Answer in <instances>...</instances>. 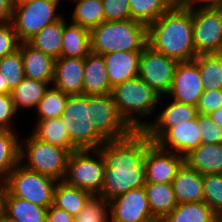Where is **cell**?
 I'll return each instance as SVG.
<instances>
[{"instance_id":"cell-55","label":"cell","mask_w":222,"mask_h":222,"mask_svg":"<svg viewBox=\"0 0 222 222\" xmlns=\"http://www.w3.org/2000/svg\"><path fill=\"white\" fill-rule=\"evenodd\" d=\"M152 222H161V220H154V221H152Z\"/></svg>"},{"instance_id":"cell-31","label":"cell","mask_w":222,"mask_h":222,"mask_svg":"<svg viewBox=\"0 0 222 222\" xmlns=\"http://www.w3.org/2000/svg\"><path fill=\"white\" fill-rule=\"evenodd\" d=\"M49 84L25 77L22 82L11 91L15 109L36 108L43 98Z\"/></svg>"},{"instance_id":"cell-5","label":"cell","mask_w":222,"mask_h":222,"mask_svg":"<svg viewBox=\"0 0 222 222\" xmlns=\"http://www.w3.org/2000/svg\"><path fill=\"white\" fill-rule=\"evenodd\" d=\"M61 119L77 150H95L106 142L90 122V95H69Z\"/></svg>"},{"instance_id":"cell-48","label":"cell","mask_w":222,"mask_h":222,"mask_svg":"<svg viewBox=\"0 0 222 222\" xmlns=\"http://www.w3.org/2000/svg\"><path fill=\"white\" fill-rule=\"evenodd\" d=\"M7 194V182L0 178V214L4 213L5 197Z\"/></svg>"},{"instance_id":"cell-10","label":"cell","mask_w":222,"mask_h":222,"mask_svg":"<svg viewBox=\"0 0 222 222\" xmlns=\"http://www.w3.org/2000/svg\"><path fill=\"white\" fill-rule=\"evenodd\" d=\"M90 122L105 141L124 138L133 131L118 113L112 94L90 95Z\"/></svg>"},{"instance_id":"cell-42","label":"cell","mask_w":222,"mask_h":222,"mask_svg":"<svg viewBox=\"0 0 222 222\" xmlns=\"http://www.w3.org/2000/svg\"><path fill=\"white\" fill-rule=\"evenodd\" d=\"M20 43L13 24L0 23V58L18 50Z\"/></svg>"},{"instance_id":"cell-12","label":"cell","mask_w":222,"mask_h":222,"mask_svg":"<svg viewBox=\"0 0 222 222\" xmlns=\"http://www.w3.org/2000/svg\"><path fill=\"white\" fill-rule=\"evenodd\" d=\"M179 62L146 46L139 61L138 77L161 97L168 94Z\"/></svg>"},{"instance_id":"cell-41","label":"cell","mask_w":222,"mask_h":222,"mask_svg":"<svg viewBox=\"0 0 222 222\" xmlns=\"http://www.w3.org/2000/svg\"><path fill=\"white\" fill-rule=\"evenodd\" d=\"M104 21H126L130 19L129 0H102Z\"/></svg>"},{"instance_id":"cell-37","label":"cell","mask_w":222,"mask_h":222,"mask_svg":"<svg viewBox=\"0 0 222 222\" xmlns=\"http://www.w3.org/2000/svg\"><path fill=\"white\" fill-rule=\"evenodd\" d=\"M0 73L8 87L13 90L25 78L24 65L20 49L0 58Z\"/></svg>"},{"instance_id":"cell-36","label":"cell","mask_w":222,"mask_h":222,"mask_svg":"<svg viewBox=\"0 0 222 222\" xmlns=\"http://www.w3.org/2000/svg\"><path fill=\"white\" fill-rule=\"evenodd\" d=\"M69 95L61 90L52 87L48 88L37 108L38 120L52 119L61 117Z\"/></svg>"},{"instance_id":"cell-3","label":"cell","mask_w":222,"mask_h":222,"mask_svg":"<svg viewBox=\"0 0 222 222\" xmlns=\"http://www.w3.org/2000/svg\"><path fill=\"white\" fill-rule=\"evenodd\" d=\"M91 52L105 55L112 52H142L148 45L147 25L140 21H104L90 30Z\"/></svg>"},{"instance_id":"cell-14","label":"cell","mask_w":222,"mask_h":222,"mask_svg":"<svg viewBox=\"0 0 222 222\" xmlns=\"http://www.w3.org/2000/svg\"><path fill=\"white\" fill-rule=\"evenodd\" d=\"M185 157L161 148L148 138V149L144 161L146 182L172 183Z\"/></svg>"},{"instance_id":"cell-21","label":"cell","mask_w":222,"mask_h":222,"mask_svg":"<svg viewBox=\"0 0 222 222\" xmlns=\"http://www.w3.org/2000/svg\"><path fill=\"white\" fill-rule=\"evenodd\" d=\"M106 63L103 55L90 52L85 57V69L83 79V95L111 94Z\"/></svg>"},{"instance_id":"cell-19","label":"cell","mask_w":222,"mask_h":222,"mask_svg":"<svg viewBox=\"0 0 222 222\" xmlns=\"http://www.w3.org/2000/svg\"><path fill=\"white\" fill-rule=\"evenodd\" d=\"M142 52L122 51L103 55L112 88L138 76Z\"/></svg>"},{"instance_id":"cell-44","label":"cell","mask_w":222,"mask_h":222,"mask_svg":"<svg viewBox=\"0 0 222 222\" xmlns=\"http://www.w3.org/2000/svg\"><path fill=\"white\" fill-rule=\"evenodd\" d=\"M16 113L11 94H0V130L14 131L11 120Z\"/></svg>"},{"instance_id":"cell-24","label":"cell","mask_w":222,"mask_h":222,"mask_svg":"<svg viewBox=\"0 0 222 222\" xmlns=\"http://www.w3.org/2000/svg\"><path fill=\"white\" fill-rule=\"evenodd\" d=\"M61 57L85 58L91 52L90 30L75 23H66L64 18Z\"/></svg>"},{"instance_id":"cell-18","label":"cell","mask_w":222,"mask_h":222,"mask_svg":"<svg viewBox=\"0 0 222 222\" xmlns=\"http://www.w3.org/2000/svg\"><path fill=\"white\" fill-rule=\"evenodd\" d=\"M85 58L55 59L53 87L68 95L83 94Z\"/></svg>"},{"instance_id":"cell-33","label":"cell","mask_w":222,"mask_h":222,"mask_svg":"<svg viewBox=\"0 0 222 222\" xmlns=\"http://www.w3.org/2000/svg\"><path fill=\"white\" fill-rule=\"evenodd\" d=\"M130 19L149 25L172 8L173 0H129Z\"/></svg>"},{"instance_id":"cell-28","label":"cell","mask_w":222,"mask_h":222,"mask_svg":"<svg viewBox=\"0 0 222 222\" xmlns=\"http://www.w3.org/2000/svg\"><path fill=\"white\" fill-rule=\"evenodd\" d=\"M4 214L16 222H46L47 208L14 197L7 191Z\"/></svg>"},{"instance_id":"cell-17","label":"cell","mask_w":222,"mask_h":222,"mask_svg":"<svg viewBox=\"0 0 222 222\" xmlns=\"http://www.w3.org/2000/svg\"><path fill=\"white\" fill-rule=\"evenodd\" d=\"M197 107L173 100L165 107L153 123L150 121L143 129L149 139L156 142L170 127L196 119Z\"/></svg>"},{"instance_id":"cell-53","label":"cell","mask_w":222,"mask_h":222,"mask_svg":"<svg viewBox=\"0 0 222 222\" xmlns=\"http://www.w3.org/2000/svg\"><path fill=\"white\" fill-rule=\"evenodd\" d=\"M183 0H173L175 4H180Z\"/></svg>"},{"instance_id":"cell-38","label":"cell","mask_w":222,"mask_h":222,"mask_svg":"<svg viewBox=\"0 0 222 222\" xmlns=\"http://www.w3.org/2000/svg\"><path fill=\"white\" fill-rule=\"evenodd\" d=\"M204 201L222 218V174L203 175Z\"/></svg>"},{"instance_id":"cell-22","label":"cell","mask_w":222,"mask_h":222,"mask_svg":"<svg viewBox=\"0 0 222 222\" xmlns=\"http://www.w3.org/2000/svg\"><path fill=\"white\" fill-rule=\"evenodd\" d=\"M172 186L177 204L204 201L203 175L186 163L178 170Z\"/></svg>"},{"instance_id":"cell-27","label":"cell","mask_w":222,"mask_h":222,"mask_svg":"<svg viewBox=\"0 0 222 222\" xmlns=\"http://www.w3.org/2000/svg\"><path fill=\"white\" fill-rule=\"evenodd\" d=\"M92 196L90 192L58 181L54 189L53 205L76 217Z\"/></svg>"},{"instance_id":"cell-4","label":"cell","mask_w":222,"mask_h":222,"mask_svg":"<svg viewBox=\"0 0 222 222\" xmlns=\"http://www.w3.org/2000/svg\"><path fill=\"white\" fill-rule=\"evenodd\" d=\"M111 94L118 113L133 130H143L148 125L141 118L155 112L156 104L162 98L138 76L115 86Z\"/></svg>"},{"instance_id":"cell-54","label":"cell","mask_w":222,"mask_h":222,"mask_svg":"<svg viewBox=\"0 0 222 222\" xmlns=\"http://www.w3.org/2000/svg\"><path fill=\"white\" fill-rule=\"evenodd\" d=\"M218 55H219L220 58L222 59V50L218 53Z\"/></svg>"},{"instance_id":"cell-30","label":"cell","mask_w":222,"mask_h":222,"mask_svg":"<svg viewBox=\"0 0 222 222\" xmlns=\"http://www.w3.org/2000/svg\"><path fill=\"white\" fill-rule=\"evenodd\" d=\"M37 121V126L33 131V135L36 138L54 146L65 148L70 153L77 150L70 143L68 131L65 128L61 117Z\"/></svg>"},{"instance_id":"cell-11","label":"cell","mask_w":222,"mask_h":222,"mask_svg":"<svg viewBox=\"0 0 222 222\" xmlns=\"http://www.w3.org/2000/svg\"><path fill=\"white\" fill-rule=\"evenodd\" d=\"M193 41L196 55L218 54L222 50L220 8L192 10Z\"/></svg>"},{"instance_id":"cell-47","label":"cell","mask_w":222,"mask_h":222,"mask_svg":"<svg viewBox=\"0 0 222 222\" xmlns=\"http://www.w3.org/2000/svg\"><path fill=\"white\" fill-rule=\"evenodd\" d=\"M12 0H0V23H8L12 20Z\"/></svg>"},{"instance_id":"cell-40","label":"cell","mask_w":222,"mask_h":222,"mask_svg":"<svg viewBox=\"0 0 222 222\" xmlns=\"http://www.w3.org/2000/svg\"><path fill=\"white\" fill-rule=\"evenodd\" d=\"M197 125L200 128L201 144H222V128L209 115L198 114Z\"/></svg>"},{"instance_id":"cell-7","label":"cell","mask_w":222,"mask_h":222,"mask_svg":"<svg viewBox=\"0 0 222 222\" xmlns=\"http://www.w3.org/2000/svg\"><path fill=\"white\" fill-rule=\"evenodd\" d=\"M7 191L14 197L48 208L53 204L54 189L57 180L27 169L19 162L10 172Z\"/></svg>"},{"instance_id":"cell-8","label":"cell","mask_w":222,"mask_h":222,"mask_svg":"<svg viewBox=\"0 0 222 222\" xmlns=\"http://www.w3.org/2000/svg\"><path fill=\"white\" fill-rule=\"evenodd\" d=\"M95 152L97 158L90 156ZM105 162L98 149L75 150L70 153L63 181L92 195H99L104 181Z\"/></svg>"},{"instance_id":"cell-52","label":"cell","mask_w":222,"mask_h":222,"mask_svg":"<svg viewBox=\"0 0 222 222\" xmlns=\"http://www.w3.org/2000/svg\"><path fill=\"white\" fill-rule=\"evenodd\" d=\"M32 1L33 0H12V4H13V6H17V5H23L28 2H32Z\"/></svg>"},{"instance_id":"cell-39","label":"cell","mask_w":222,"mask_h":222,"mask_svg":"<svg viewBox=\"0 0 222 222\" xmlns=\"http://www.w3.org/2000/svg\"><path fill=\"white\" fill-rule=\"evenodd\" d=\"M107 208V201L98 195H93L75 217V222H110Z\"/></svg>"},{"instance_id":"cell-20","label":"cell","mask_w":222,"mask_h":222,"mask_svg":"<svg viewBox=\"0 0 222 222\" xmlns=\"http://www.w3.org/2000/svg\"><path fill=\"white\" fill-rule=\"evenodd\" d=\"M19 49L23 59L25 77L50 85L54 79L55 59L33 48L27 42L20 43Z\"/></svg>"},{"instance_id":"cell-43","label":"cell","mask_w":222,"mask_h":222,"mask_svg":"<svg viewBox=\"0 0 222 222\" xmlns=\"http://www.w3.org/2000/svg\"><path fill=\"white\" fill-rule=\"evenodd\" d=\"M198 114H207L222 107V90L204 91L197 104Z\"/></svg>"},{"instance_id":"cell-2","label":"cell","mask_w":222,"mask_h":222,"mask_svg":"<svg viewBox=\"0 0 222 222\" xmlns=\"http://www.w3.org/2000/svg\"><path fill=\"white\" fill-rule=\"evenodd\" d=\"M148 46L178 62L193 61L197 55L193 41L192 10L175 4L147 26Z\"/></svg>"},{"instance_id":"cell-51","label":"cell","mask_w":222,"mask_h":222,"mask_svg":"<svg viewBox=\"0 0 222 222\" xmlns=\"http://www.w3.org/2000/svg\"><path fill=\"white\" fill-rule=\"evenodd\" d=\"M0 222H16L15 220L8 217L6 214H0Z\"/></svg>"},{"instance_id":"cell-46","label":"cell","mask_w":222,"mask_h":222,"mask_svg":"<svg viewBox=\"0 0 222 222\" xmlns=\"http://www.w3.org/2000/svg\"><path fill=\"white\" fill-rule=\"evenodd\" d=\"M200 4L198 7H195V4ZM181 6L187 9H208V8H220L222 6V0H183L180 3Z\"/></svg>"},{"instance_id":"cell-9","label":"cell","mask_w":222,"mask_h":222,"mask_svg":"<svg viewBox=\"0 0 222 222\" xmlns=\"http://www.w3.org/2000/svg\"><path fill=\"white\" fill-rule=\"evenodd\" d=\"M61 0H33L23 5L13 6L11 23L20 42H27L40 30L63 16L56 9Z\"/></svg>"},{"instance_id":"cell-29","label":"cell","mask_w":222,"mask_h":222,"mask_svg":"<svg viewBox=\"0 0 222 222\" xmlns=\"http://www.w3.org/2000/svg\"><path fill=\"white\" fill-rule=\"evenodd\" d=\"M219 217L205 202L177 204L161 222H217Z\"/></svg>"},{"instance_id":"cell-13","label":"cell","mask_w":222,"mask_h":222,"mask_svg":"<svg viewBox=\"0 0 222 222\" xmlns=\"http://www.w3.org/2000/svg\"><path fill=\"white\" fill-rule=\"evenodd\" d=\"M110 222H152L144 187L133 188L108 202ZM111 215V216H110Z\"/></svg>"},{"instance_id":"cell-32","label":"cell","mask_w":222,"mask_h":222,"mask_svg":"<svg viewBox=\"0 0 222 222\" xmlns=\"http://www.w3.org/2000/svg\"><path fill=\"white\" fill-rule=\"evenodd\" d=\"M20 139L14 131L0 130V177L6 180L20 162Z\"/></svg>"},{"instance_id":"cell-16","label":"cell","mask_w":222,"mask_h":222,"mask_svg":"<svg viewBox=\"0 0 222 222\" xmlns=\"http://www.w3.org/2000/svg\"><path fill=\"white\" fill-rule=\"evenodd\" d=\"M156 143L163 149H170V151L185 157L201 144L197 118L170 127ZM169 146L170 148H168Z\"/></svg>"},{"instance_id":"cell-50","label":"cell","mask_w":222,"mask_h":222,"mask_svg":"<svg viewBox=\"0 0 222 222\" xmlns=\"http://www.w3.org/2000/svg\"><path fill=\"white\" fill-rule=\"evenodd\" d=\"M11 91L3 75L0 73V94H11Z\"/></svg>"},{"instance_id":"cell-23","label":"cell","mask_w":222,"mask_h":222,"mask_svg":"<svg viewBox=\"0 0 222 222\" xmlns=\"http://www.w3.org/2000/svg\"><path fill=\"white\" fill-rule=\"evenodd\" d=\"M185 163L201 175L222 174V144H200L185 156Z\"/></svg>"},{"instance_id":"cell-1","label":"cell","mask_w":222,"mask_h":222,"mask_svg":"<svg viewBox=\"0 0 222 222\" xmlns=\"http://www.w3.org/2000/svg\"><path fill=\"white\" fill-rule=\"evenodd\" d=\"M147 149L148 136L143 130L103 143L98 150L104 158L105 173L98 196L109 202L133 188L144 187Z\"/></svg>"},{"instance_id":"cell-15","label":"cell","mask_w":222,"mask_h":222,"mask_svg":"<svg viewBox=\"0 0 222 222\" xmlns=\"http://www.w3.org/2000/svg\"><path fill=\"white\" fill-rule=\"evenodd\" d=\"M203 92L198 65L194 61L179 62L167 95L177 102L197 106Z\"/></svg>"},{"instance_id":"cell-6","label":"cell","mask_w":222,"mask_h":222,"mask_svg":"<svg viewBox=\"0 0 222 222\" xmlns=\"http://www.w3.org/2000/svg\"><path fill=\"white\" fill-rule=\"evenodd\" d=\"M20 143V162L30 170L63 181L70 152L36 138L33 134ZM26 157V158H25Z\"/></svg>"},{"instance_id":"cell-34","label":"cell","mask_w":222,"mask_h":222,"mask_svg":"<svg viewBox=\"0 0 222 222\" xmlns=\"http://www.w3.org/2000/svg\"><path fill=\"white\" fill-rule=\"evenodd\" d=\"M199 67L203 90H222V59L218 54L197 55L193 60Z\"/></svg>"},{"instance_id":"cell-35","label":"cell","mask_w":222,"mask_h":222,"mask_svg":"<svg viewBox=\"0 0 222 222\" xmlns=\"http://www.w3.org/2000/svg\"><path fill=\"white\" fill-rule=\"evenodd\" d=\"M76 5L72 14V21L91 30L104 22L102 0H73Z\"/></svg>"},{"instance_id":"cell-25","label":"cell","mask_w":222,"mask_h":222,"mask_svg":"<svg viewBox=\"0 0 222 222\" xmlns=\"http://www.w3.org/2000/svg\"><path fill=\"white\" fill-rule=\"evenodd\" d=\"M144 189L152 216L156 220H162L177 206L172 183L146 182Z\"/></svg>"},{"instance_id":"cell-26","label":"cell","mask_w":222,"mask_h":222,"mask_svg":"<svg viewBox=\"0 0 222 222\" xmlns=\"http://www.w3.org/2000/svg\"><path fill=\"white\" fill-rule=\"evenodd\" d=\"M64 18L47 25L27 43L33 48L52 56L54 59L61 57V49L63 43Z\"/></svg>"},{"instance_id":"cell-49","label":"cell","mask_w":222,"mask_h":222,"mask_svg":"<svg viewBox=\"0 0 222 222\" xmlns=\"http://www.w3.org/2000/svg\"><path fill=\"white\" fill-rule=\"evenodd\" d=\"M211 119L222 128V107L209 114Z\"/></svg>"},{"instance_id":"cell-45","label":"cell","mask_w":222,"mask_h":222,"mask_svg":"<svg viewBox=\"0 0 222 222\" xmlns=\"http://www.w3.org/2000/svg\"><path fill=\"white\" fill-rule=\"evenodd\" d=\"M46 222H75V217L52 204L47 208Z\"/></svg>"}]
</instances>
